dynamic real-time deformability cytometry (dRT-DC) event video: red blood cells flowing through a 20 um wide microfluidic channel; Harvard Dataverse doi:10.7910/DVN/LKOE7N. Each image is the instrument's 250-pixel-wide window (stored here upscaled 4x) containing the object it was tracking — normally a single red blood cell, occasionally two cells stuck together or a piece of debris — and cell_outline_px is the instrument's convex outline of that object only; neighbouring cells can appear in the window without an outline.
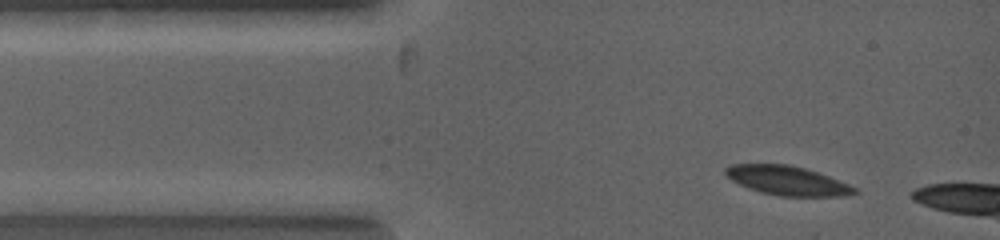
{"species": "common noctule bat (a hibernating species)", "species_latin": "Nyctalus noctula", "temperature_condition": "warm", "stored_images_in_passage": 7, "camera_frame_rate_fps": 5000, "um_per_image_px": 0.085, "animal": {"sex": "female", "body_mass_g": 19.0, "forearm_length_mm": 53.3}, "frame": {"image": 1, "passage_image": 1, "time_ms": 0.0, "image_size_px": [1000, 240], "cell_outline_px": [[860, 192], [844, 196], [780, 196], [760, 192], [748, 188], [732, 180], [724, 172], [724, 168], [732, 164], [788, 164], [804, 168], [828, 176], [848, 184], [856, 188]], "centroid_in_image_um": [66.92, 15.35], "position_along_channel_um": 18.1, "area_um2": 21.79}}